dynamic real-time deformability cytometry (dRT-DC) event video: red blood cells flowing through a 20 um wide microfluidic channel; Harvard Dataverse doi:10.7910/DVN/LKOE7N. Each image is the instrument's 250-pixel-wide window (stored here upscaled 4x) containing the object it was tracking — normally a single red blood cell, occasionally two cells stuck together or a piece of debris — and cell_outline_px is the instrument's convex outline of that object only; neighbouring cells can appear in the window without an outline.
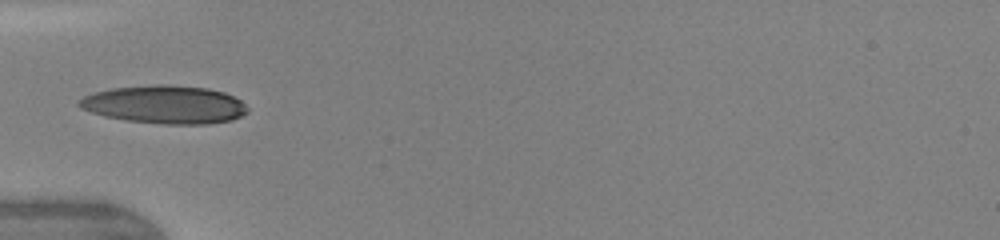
{"species": "human", "species_latin": "Homo sapiens", "temperature_condition": "warm", "stored_images_in_passage": 12, "camera_frame_rate_fps": 3000, "um_per_image_px": 0.085, "donor": {"sex": "female"}, "frame": {"image": 1, "passage_image": 6, "time_ms": 3.0, "image_size_px": [1000, 240], "cell_outline_px": [[248, 112], [232, 120], [208, 124], [164, 124], [128, 120], [104, 116], [80, 108], [76, 104], [76, 100], [84, 96], [96, 92], [112, 88], [156, 84], [168, 84], [208, 88], [224, 92], [240, 100], [248, 108]], "centroid_in_image_um": [14.0, 8.88], "position_along_channel_um": 71.0, "area_um2": 37.45}}